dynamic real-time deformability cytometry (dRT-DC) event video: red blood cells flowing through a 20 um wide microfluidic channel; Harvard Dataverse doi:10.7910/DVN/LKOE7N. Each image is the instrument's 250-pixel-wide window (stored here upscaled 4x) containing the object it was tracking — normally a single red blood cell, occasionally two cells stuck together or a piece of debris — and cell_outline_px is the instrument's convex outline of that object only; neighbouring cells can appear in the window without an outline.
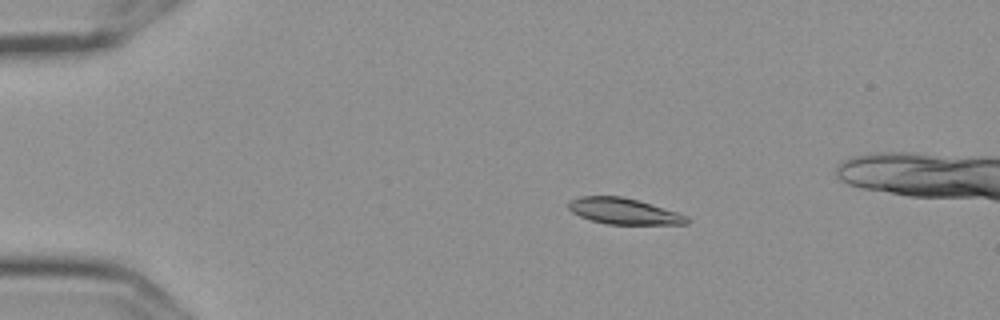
{"species": "Egyptian fruit bat (a non-hibernating species)", "species_latin": "Rousettus aegyptiacus", "temperature_condition": "cold", "stored_images_in_passage": 6, "camera_frame_rate_fps": 3000, "um_per_image_px": 0.085, "frame": {"image": 1, "passage_image": 3, "time_ms": 0.667, "image_size_px": [1000, 320], "cell_outline_px": [[692, 220], [688, 224], [608, 224], [592, 220], [580, 216], [572, 212], [568, 208], [568, 200], [580, 196], [624, 196], [676, 212], [688, 216]], "centroid_in_image_um": [53.01, 17.95], "position_along_channel_um": 32.0, "area_um2": 17.92}}
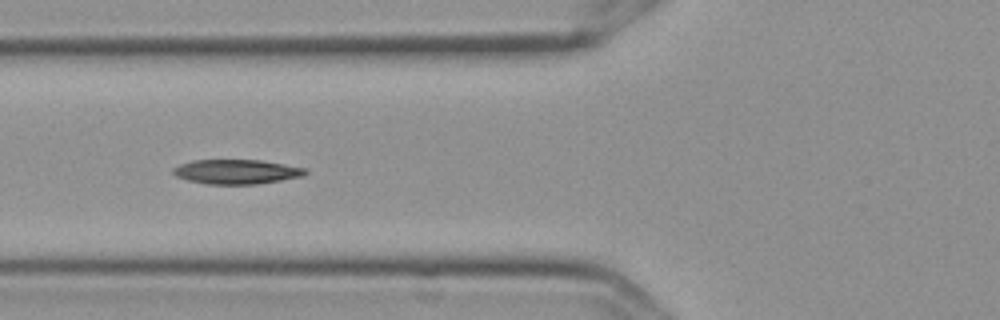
{"frame": {"image": 2, "passage_image": 6, "time_ms": 1.667, "image_size_px": [1000, 320], "cell_outline_px": [[308, 172], [304, 176], [256, 184], [204, 184], [188, 180], [176, 176], [172, 172], [172, 168], [180, 164], [192, 160], [260, 160], [308, 168]], "centroid_in_image_um": [20.11, 14.59], "position_along_channel_um": 105.7, "area_um2": 18.96}}